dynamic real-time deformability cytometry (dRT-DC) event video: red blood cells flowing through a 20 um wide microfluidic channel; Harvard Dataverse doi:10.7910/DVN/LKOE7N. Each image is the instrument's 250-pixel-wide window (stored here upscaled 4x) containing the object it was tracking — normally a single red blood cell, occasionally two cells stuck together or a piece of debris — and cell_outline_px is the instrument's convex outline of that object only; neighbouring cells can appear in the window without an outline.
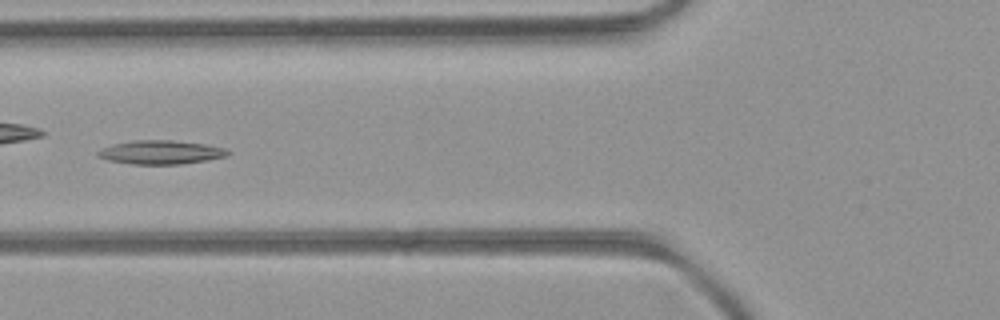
{"species": "common noctule bat (a hibernating species)", "species_latin": "Nyctalus noctula", "temperature_condition": "room temperature", "stored_images_in_passage": 37, "camera_frame_rate_fps": 3000, "um_per_image_px": 0.085, "animal": {"sex": "female", "body_mass_g": 21.9}, "frame": {"image": 1, "passage_image": 6, "time_ms": 1.667, "image_size_px": [1000, 320], "cell_outline_px": [[232, 152], [228, 156], [208, 160], [180, 164], [132, 164], [108, 160], [96, 156], [96, 152], [112, 144], [132, 140], [172, 140], [208, 144], [224, 148]], "centroid_in_image_um": [13.69, 12.94], "position_along_channel_um": 112.1, "area_um2": 18.15}}